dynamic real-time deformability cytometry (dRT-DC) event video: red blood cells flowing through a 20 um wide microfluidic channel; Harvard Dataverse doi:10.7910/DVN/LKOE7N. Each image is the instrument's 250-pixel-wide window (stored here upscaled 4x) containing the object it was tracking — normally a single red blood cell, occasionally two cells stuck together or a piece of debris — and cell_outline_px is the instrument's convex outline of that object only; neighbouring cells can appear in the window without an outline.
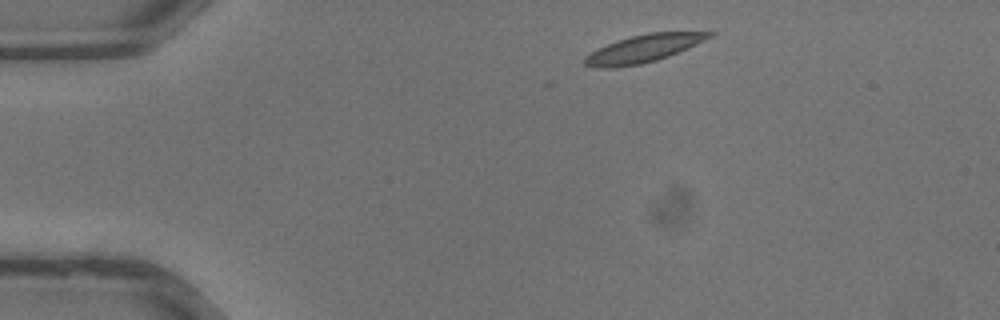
{"species": "common noctule bat (a hibernating species)", "species_latin": "Nyctalus noctula", "temperature_condition": "warm", "stored_images_in_passage": 24, "camera_frame_rate_fps": 3000, "um_per_image_px": 0.085, "animal": {"sex": "male", "body_mass_g": 13.3}, "frame": {"image": 1, "passage_image": 1, "time_ms": 0.0, "image_size_px": [1000, 320], "cell_outline_px": [[716, 32], [712, 36], [688, 48], [668, 56], [656, 60], [640, 64], [612, 68], [596, 68], [584, 64], [584, 56], [608, 44], [632, 36], [648, 32]], "centroid_in_image_um": [54.69, 4.14], "position_along_channel_um": 30.3, "area_um2": 19.65}}
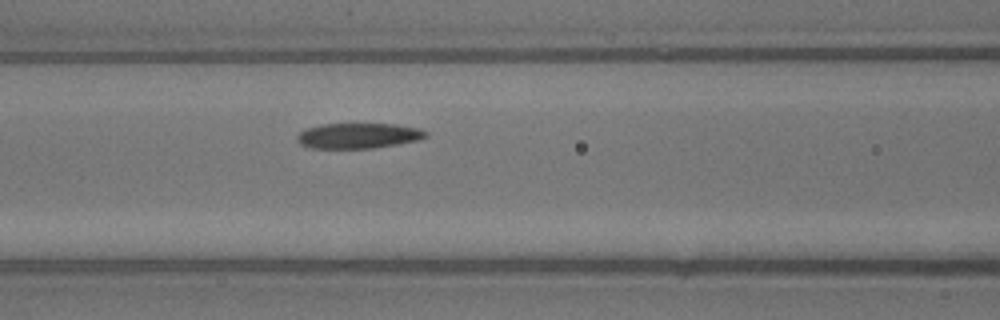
{"frame": {"image": 2, "passage_image": 10, "time_ms": 3.0, "image_size_px": [1000, 320], "cell_outline_px": [[428, 136], [420, 140], [372, 148], [312, 148], [300, 144], [296, 140], [296, 136], [300, 132], [308, 128], [324, 124], [396, 124], [420, 128], [428, 132]], "centroid_in_image_um": [30.49, 11.53], "position_along_channel_um": 136.1, "area_um2": 19.02}}
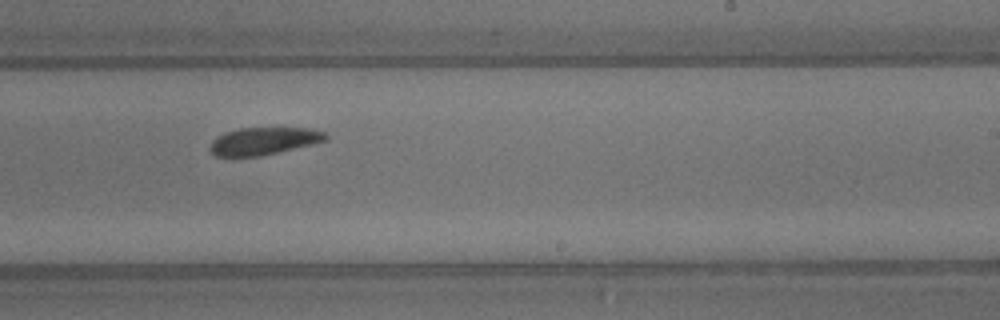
{"frame": {"image": 3, "passage_image": 17, "time_ms": 5.333, "image_size_px": [1000, 320], "cell_outline_px": [[328, 140], [280, 152], [260, 156], [216, 156], [212, 152], [212, 140], [216, 136], [224, 132], [240, 128], [312, 128], [324, 132], [328, 136]], "centroid_in_image_um": [22.45, 11.98], "position_along_channel_um": 266.5, "area_um2": 18.44}}